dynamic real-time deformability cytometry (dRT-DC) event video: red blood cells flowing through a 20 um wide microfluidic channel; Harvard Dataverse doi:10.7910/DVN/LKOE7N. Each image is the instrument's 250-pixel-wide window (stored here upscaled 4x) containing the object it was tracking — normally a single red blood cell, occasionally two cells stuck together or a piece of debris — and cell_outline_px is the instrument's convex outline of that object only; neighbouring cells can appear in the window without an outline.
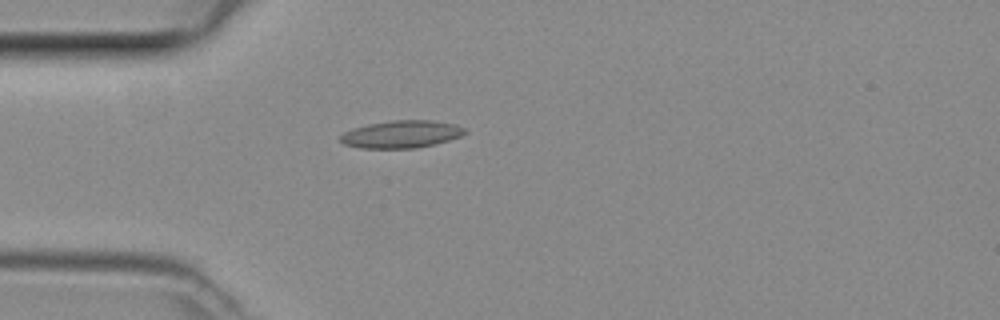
{"species": "common noctule bat (a hibernating species)", "species_latin": "Nyctalus noctula", "temperature_condition": "room temperature", "stored_images_in_passage": 36, "camera_frame_rate_fps": 3000, "um_per_image_px": 0.085, "animal": {"sex": "female", "body_mass_g": 29.2, "forearm_length_mm": 56.3}, "frame": {"image": 1, "passage_image": 1, "time_ms": 0.0, "image_size_px": [1000, 320], "cell_outline_px": [[468, 132], [460, 136], [448, 140], [416, 148], [360, 148], [344, 144], [340, 140], [340, 136], [344, 132], [352, 128], [368, 124], [392, 120], [432, 120], [456, 124], [464, 128]], "centroid_in_image_um": [34.11, 11.4], "position_along_channel_um": 50.9, "area_um2": 19.88}}
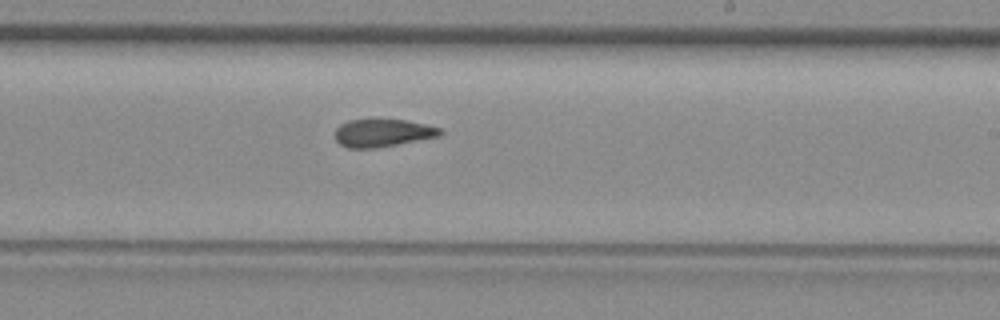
{"frame": {"image": 2, "passage_image": 16, "time_ms": 5.0, "image_size_px": [1000, 320], "cell_outline_px": [[444, 132], [440, 136], [376, 148], [348, 148], [340, 144], [336, 140], [336, 128], [340, 124], [348, 120], [408, 120], [440, 128]], "centroid_in_image_um": [32.53, 11.3], "position_along_channel_um": 256.5, "area_um2": 16.88}}
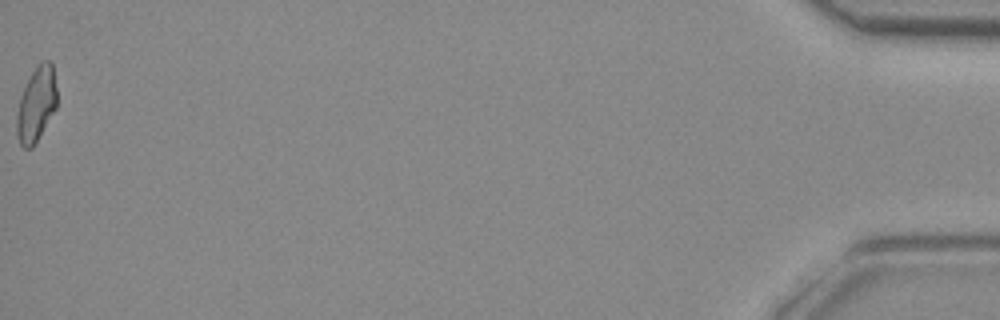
{"frame": {"image": 3, "passage_image": 36, "time_ms": 11.667, "image_size_px": [1000, 320], "cell_outline_px": [[56, 108], [32, 148], [24, 148], [20, 144], [16, 132], [16, 116], [20, 96], [32, 72], [44, 60], [52, 60], [56, 88]], "centroid_in_image_um": [3.08, 8.87], "position_along_channel_um": 432.1, "area_um2": 17.28}}